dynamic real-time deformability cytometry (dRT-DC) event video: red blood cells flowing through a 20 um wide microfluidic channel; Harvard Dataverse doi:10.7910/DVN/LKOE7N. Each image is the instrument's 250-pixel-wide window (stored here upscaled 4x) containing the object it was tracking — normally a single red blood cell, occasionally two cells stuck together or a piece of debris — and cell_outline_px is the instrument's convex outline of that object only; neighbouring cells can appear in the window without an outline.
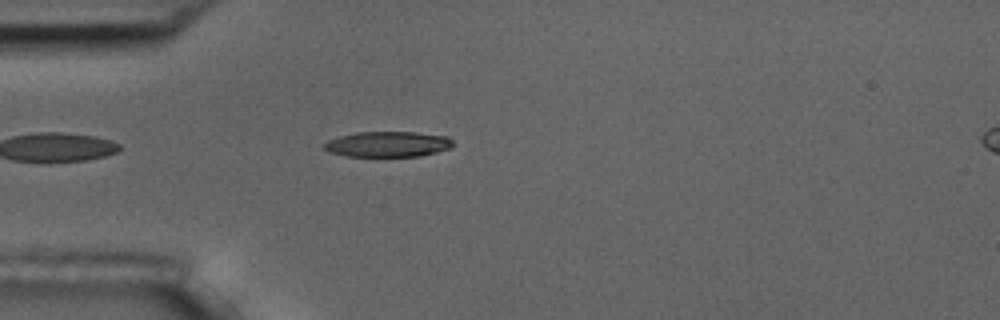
{"species": "common noctule bat (a hibernating species)", "species_latin": "Nyctalus noctula", "temperature_condition": "room temperature", "stored_images_in_passage": 3, "camera_frame_rate_fps": 3000, "um_per_image_px": 0.085, "animal": {"sex": "male", "body_mass_g": 17.5, "forearm_length_mm": 52.3}, "frame": {"image": 1, "passage_image": 3, "time_ms": 2.333, "image_size_px": [1000, 320], "cell_outline_px": [[456, 144], [452, 148], [420, 156], [344, 156], [332, 152], [324, 148], [324, 144], [328, 140], [340, 136], [356, 132], [412, 132], [448, 136]], "centroid_in_image_um": [33.02, 12.25], "position_along_channel_um": 52.0, "area_um2": 19.13}}